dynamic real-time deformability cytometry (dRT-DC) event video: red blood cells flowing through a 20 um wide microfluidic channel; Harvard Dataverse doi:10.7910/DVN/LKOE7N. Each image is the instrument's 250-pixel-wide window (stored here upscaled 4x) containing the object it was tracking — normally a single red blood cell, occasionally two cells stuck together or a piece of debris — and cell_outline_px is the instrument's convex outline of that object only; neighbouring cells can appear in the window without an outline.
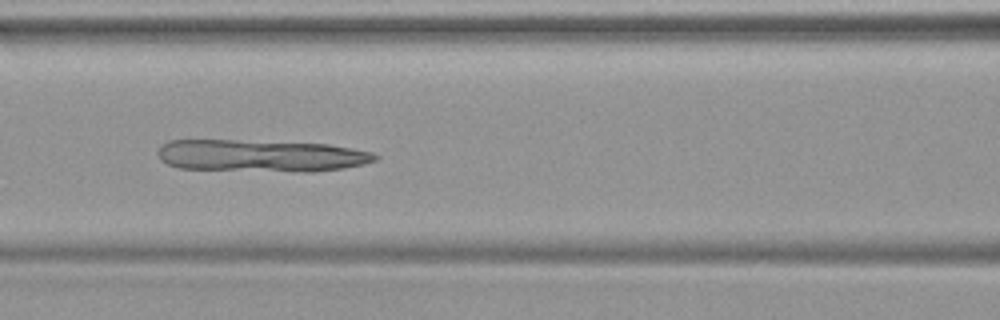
{"species": "common noctule bat (a hibernating species)", "species_latin": "Nyctalus noctula", "temperature_condition": "warm", "stored_images_in_passage": 48, "camera_frame_rate_fps": 3000, "um_per_image_px": 0.085, "animal": {"sex": "female", "body_mass_g": 19.9}, "frame": {"image": 1, "passage_image": 21, "time_ms": 6.667, "image_size_px": [1000, 320], "cell_outline_px": [[380, 156], [376, 160], [364, 164], [344, 168], [312, 172], [304, 172], [176, 168], [160, 160], [156, 152], [160, 144], [168, 140], [236, 140], [328, 144], [352, 148], [372, 152]], "centroid_in_image_um": [22.15, 13.23], "position_along_channel_um": 144.5, "area_um2": 40.98}}
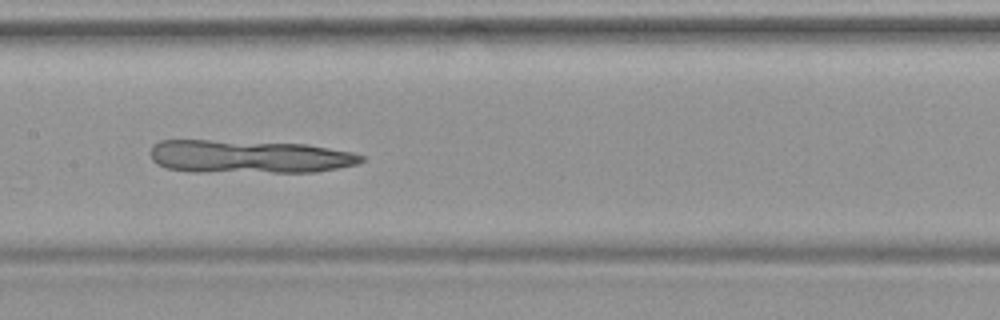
{"frame": {"image": 2, "passage_image": 24, "time_ms": 7.667, "image_size_px": [1000, 320], "cell_outline_px": [[364, 160], [356, 164], [316, 172], [192, 172], [164, 168], [156, 164], [152, 160], [152, 144], [160, 140], [208, 140], [308, 144], [352, 152], [364, 156]], "centroid_in_image_um": [21.13, 13.32], "position_along_channel_um": 186.3, "area_um2": 40.92}}
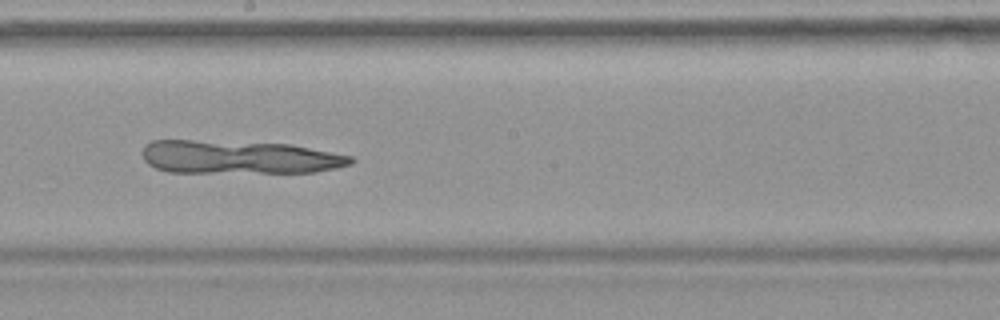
{"frame": {"image": 3, "passage_image": 27, "time_ms": 8.667, "image_size_px": [1000, 320], "cell_outline_px": [[356, 160], [352, 164], [336, 168], [316, 172], [168, 172], [156, 168], [148, 164], [144, 160], [140, 152], [152, 140], [192, 140], [288, 144], [352, 156]], "centroid_in_image_um": [20.3, 13.36], "position_along_channel_um": 227.9, "area_um2": 40.34}}